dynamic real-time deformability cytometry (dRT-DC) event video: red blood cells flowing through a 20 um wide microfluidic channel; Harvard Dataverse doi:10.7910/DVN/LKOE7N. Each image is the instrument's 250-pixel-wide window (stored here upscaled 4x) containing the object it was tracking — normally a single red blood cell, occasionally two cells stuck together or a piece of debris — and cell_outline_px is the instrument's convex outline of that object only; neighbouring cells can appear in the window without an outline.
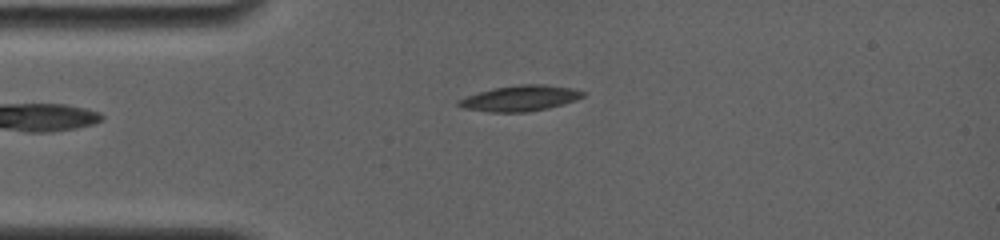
{"species": "common noctule bat (a hibernating species)", "species_latin": "Nyctalus noctula", "temperature_condition": "room temperature", "stored_images_in_passage": 43, "camera_frame_rate_fps": 4000, "um_per_image_px": 0.085, "animal": {"sex": "female", "body_mass_g": 19.0, "forearm_length_mm": 56.7}, "frame": {"image": 1, "passage_image": 4, "time_ms": 0.75, "image_size_px": [1000, 240], "cell_outline_px": [[584, 96], [576, 100], [564, 104], [548, 108], [524, 112], [488, 112], [464, 108], [456, 104], [456, 100], [480, 92], [496, 88], [524, 84], [540, 84], [572, 88], [584, 92]], "centroid_in_image_um": [44.21, 8.36], "position_along_channel_um": 40.8, "area_um2": 18.32}}
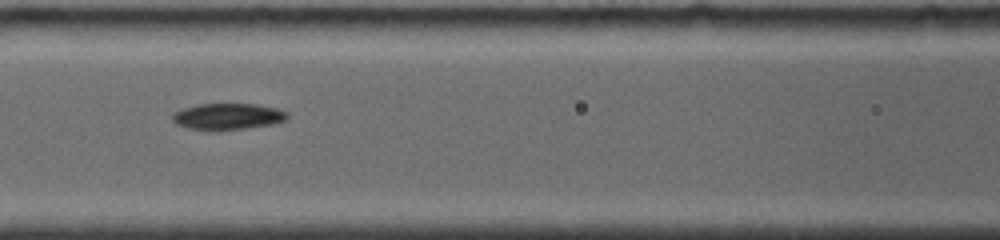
{"frame": {"image": 2, "passage_image": 17, "time_ms": 4.0, "image_size_px": [1000, 240], "cell_outline_px": [[288, 116], [284, 120], [272, 124], [244, 128], [188, 128], [176, 124], [172, 120], [172, 116], [176, 112], [184, 108], [200, 104], [256, 104], [276, 108], [288, 112]], "centroid_in_image_um": [19.39, 9.86], "position_along_channel_um": 147.2, "area_um2": 16.88}}
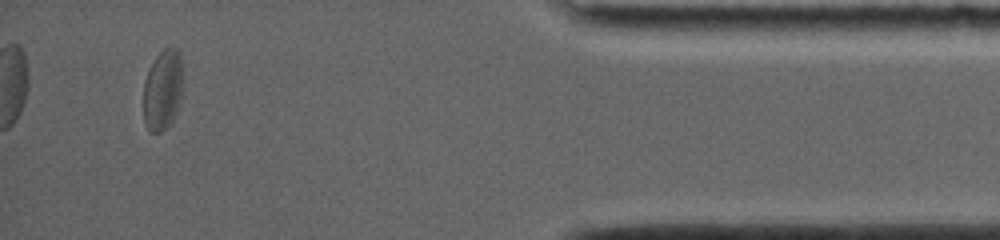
{"frame": {"image": 3, "passage_image": 39, "time_ms": 12.25, "image_size_px": [1000, 240], "cell_outline_px": [[180, 100], [176, 112], [168, 128], [160, 132], [148, 132], [144, 120], [144, 80], [156, 56], [164, 48], [172, 44], [180, 52]], "centroid_in_image_um": [13.8, 7.65], "position_along_channel_um": 421.4, "area_um2": 18.26}, "authors_computed_cell_mechanics": {"area_um2": 18.4382, "velocity_mm_per_s": 3.8197, "shape_relaxation_time_tau1_ms": 7.1128, "shape_relaxation_time_tau2_ms": 2.2545, "deformation_change_tau1": 0.169, "deformation_change_tau2": 0.0773}}